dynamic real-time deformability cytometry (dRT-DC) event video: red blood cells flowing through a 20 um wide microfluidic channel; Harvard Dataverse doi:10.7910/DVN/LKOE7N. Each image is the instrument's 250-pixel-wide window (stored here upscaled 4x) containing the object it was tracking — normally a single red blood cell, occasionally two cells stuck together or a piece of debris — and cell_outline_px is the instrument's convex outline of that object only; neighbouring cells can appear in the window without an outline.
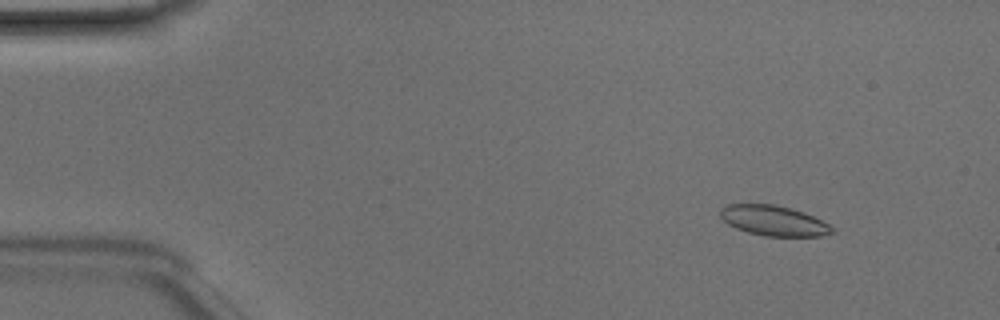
{"species": "Egyptian fruit bat (a non-hibernating species)", "species_latin": "Rousettus aegyptiacus", "temperature_condition": "room temperature", "stored_images_in_passage": 49, "camera_frame_rate_fps": 3000, "um_per_image_px": 0.085, "animal": {"sex": "male"}, "frame": {"image": 1, "passage_image": 6, "time_ms": 1.667, "image_size_px": [1000, 320], "cell_outline_px": [[836, 232], [820, 236], [764, 236], [748, 232], [736, 228], [728, 224], [720, 216], [720, 208], [724, 204], [776, 204], [792, 208], [804, 212], [836, 228]], "centroid_in_image_um": [65.77, 18.75], "position_along_channel_um": 19.2, "area_um2": 19.83}}
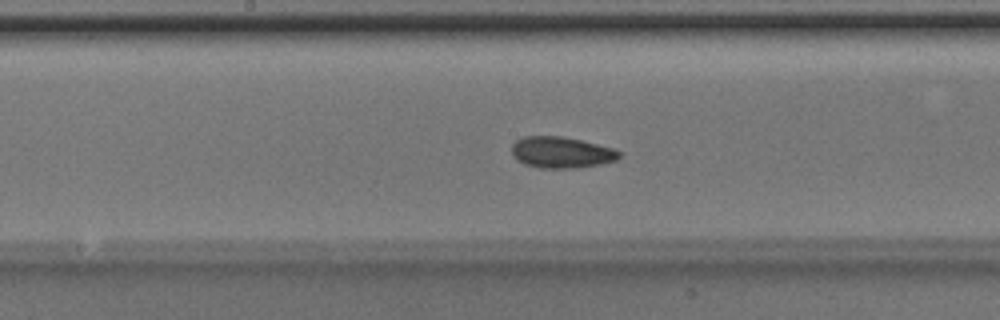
{"frame": {"image": 2, "passage_image": 26, "time_ms": 8.333, "image_size_px": [1000, 320], "cell_outline_px": [[620, 156], [616, 160], [600, 164], [576, 168], [540, 168], [524, 164], [516, 160], [512, 152], [512, 144], [516, 140], [524, 136], [564, 136], [612, 148], [620, 152]], "centroid_in_image_um": [47.68, 12.95], "position_along_channel_um": 200.5, "area_um2": 19.54}}
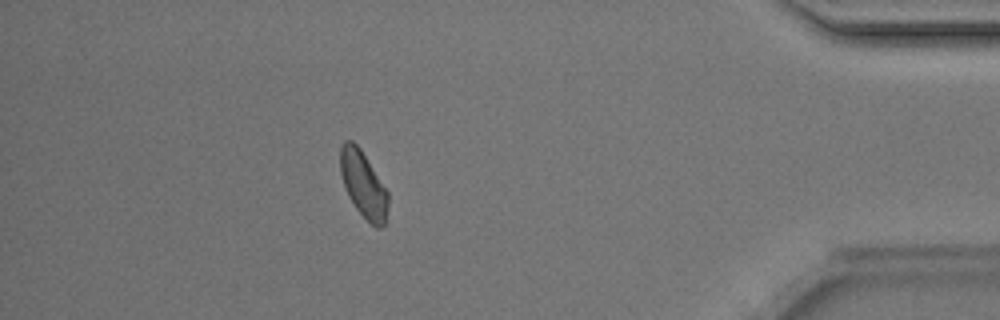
{"frame": {"image": 3, "passage_image": 44, "time_ms": 14.333, "image_size_px": [1000, 320], "cell_outline_px": [[388, 204], [384, 224], [380, 228], [376, 228], [356, 208], [348, 196], [340, 172], [340, 148], [344, 140], [352, 140], [360, 148], [388, 192]], "centroid_in_image_um": [30.87, 15.65], "position_along_channel_um": 404.3, "area_um2": 18.15}, "authors_computed_cell_mechanics": {"area_um2": 19.2474, "velocity_mm_per_s": 4.136, "shape_relaxation_time_tau1_ms": 6.3572, "shape_relaxation_time_tau2_ms": 2.5496, "deformation_change_tau1": 0.113, "deformation_change_tau2": 0.0635}}